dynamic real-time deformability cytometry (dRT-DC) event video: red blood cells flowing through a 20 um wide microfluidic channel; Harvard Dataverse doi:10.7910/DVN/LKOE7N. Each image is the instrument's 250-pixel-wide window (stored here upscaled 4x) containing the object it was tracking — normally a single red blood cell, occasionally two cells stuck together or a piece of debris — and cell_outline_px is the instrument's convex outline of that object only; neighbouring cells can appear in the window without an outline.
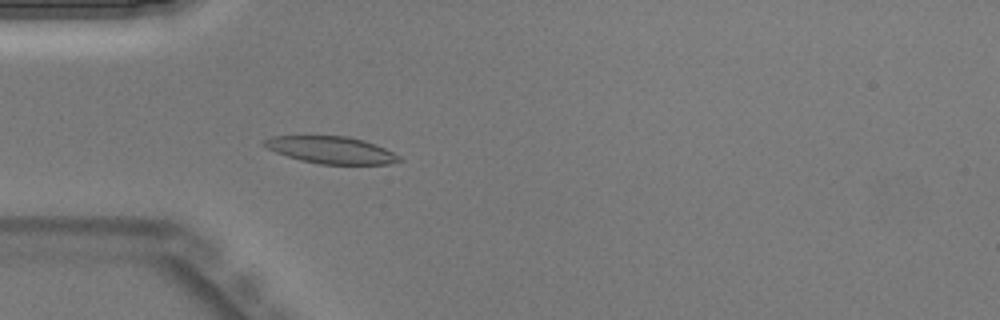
{"species": "Egyptian fruit bat (a non-hibernating species)", "species_latin": "Rousettus aegyptiacus", "temperature_condition": "warm", "stored_images_in_passage": 42, "camera_frame_rate_fps": 3000, "um_per_image_px": 0.085, "animal": {"sex": "male"}, "frame": {"image": 1, "passage_image": 11, "time_ms": 3.333, "image_size_px": [1000, 320], "cell_outline_px": [[404, 160], [388, 164], [320, 164], [300, 160], [276, 152], [260, 144], [260, 140], [272, 136], [348, 136], [364, 140], [384, 148], [400, 156]], "centroid_in_image_um": [28.12, 12.74], "position_along_channel_um": 56.9, "area_um2": 21.33}}
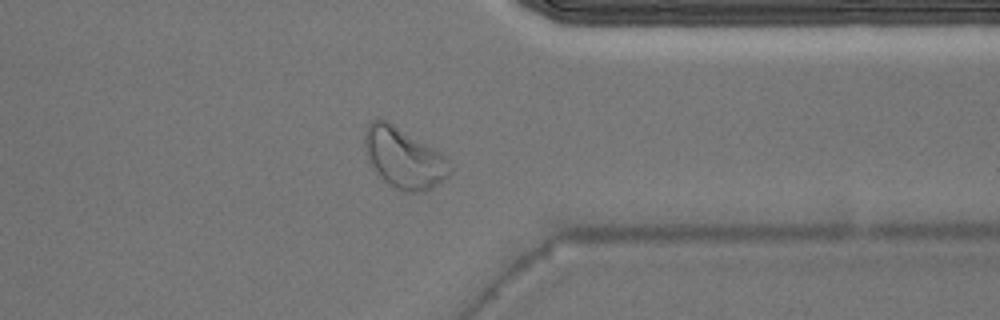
{"frame": {"image": 2, "passage_image": 33, "time_ms": 10.667, "image_size_px": [1000, 320], "cell_outline_px": [[452, 172], [448, 176], [432, 188], [424, 192], [404, 192], [396, 188], [384, 180], [372, 168], [364, 144], [364, 136], [368, 124], [372, 120], [388, 120], [440, 152], [448, 160], [452, 168]], "centroid_in_image_um": [34.34, 13.43], "position_along_channel_um": 377.1, "area_um2": 29.82}}
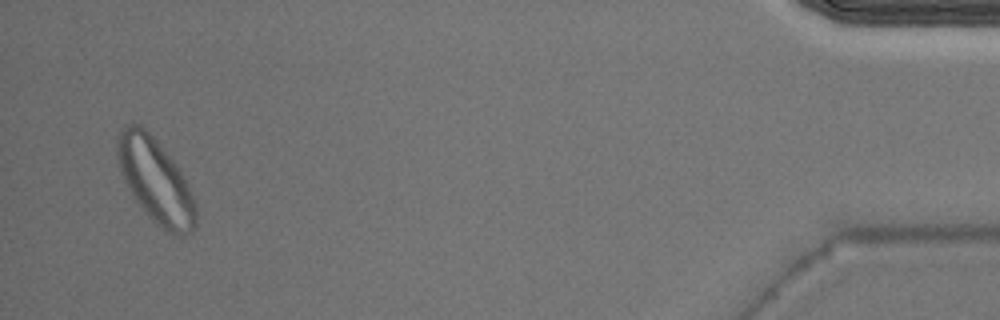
{"frame": {"image": 3, "passage_image": 41, "time_ms": 13.333, "image_size_px": [1000, 320], "cell_outline_px": [[196, 224], [192, 232], [184, 236], [172, 236], [156, 224], [136, 200], [124, 180], [120, 168], [116, 152], [116, 140], [120, 128], [132, 120], [140, 124], [156, 140], [172, 160], [180, 172], [192, 196], [196, 208]], "centroid_in_image_um": [13.19, 15.35], "position_along_channel_um": 422.0, "area_um2": 38.26}}